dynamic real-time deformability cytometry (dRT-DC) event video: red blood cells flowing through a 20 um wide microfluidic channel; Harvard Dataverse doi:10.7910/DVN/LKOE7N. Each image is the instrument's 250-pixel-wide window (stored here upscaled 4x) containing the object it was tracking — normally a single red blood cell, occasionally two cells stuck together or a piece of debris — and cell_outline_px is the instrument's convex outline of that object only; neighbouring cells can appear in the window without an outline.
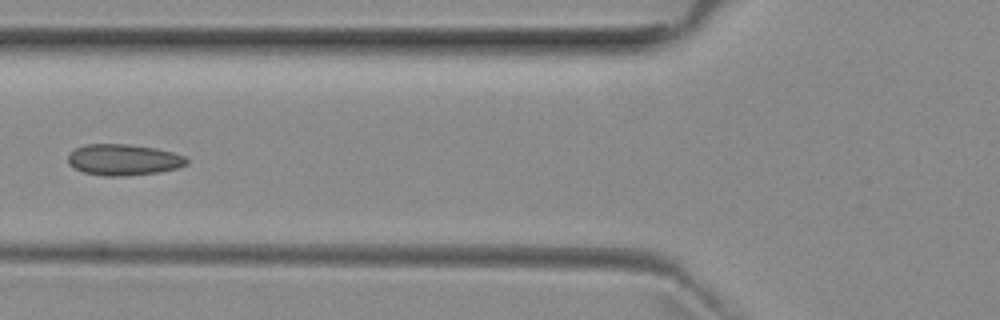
{"species": "common noctule bat (a hibernating species)", "species_latin": "Nyctalus noctula", "temperature_condition": "room temperature", "stored_images_in_passage": 5, "camera_frame_rate_fps": 3000, "um_per_image_px": 0.085, "animal": {"sex": "female", "body_mass_g": 29.2, "forearm_length_mm": 56.3}, "frame": {"image": 1, "passage_image": 4, "time_ms": 3.667, "image_size_px": [1000, 320], "cell_outline_px": [[188, 164], [176, 168], [156, 172], [124, 176], [104, 176], [84, 172], [68, 164], [68, 152], [84, 144], [128, 144], [156, 148], [172, 152], [184, 156], [188, 160]], "centroid_in_image_um": [10.47, 13.57], "position_along_channel_um": 115.3, "area_um2": 21.5}}
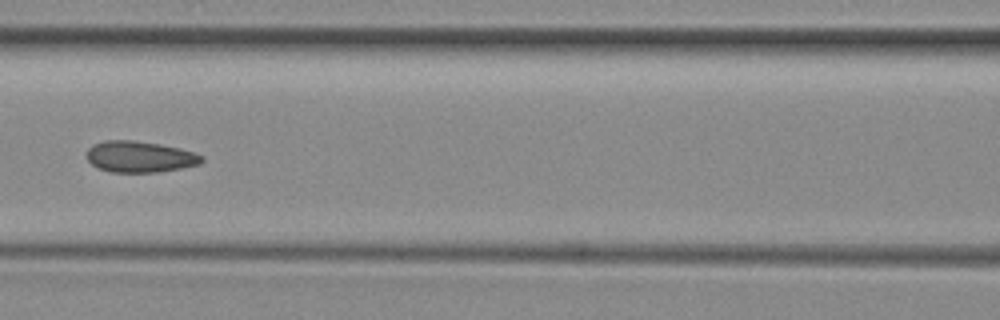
{"frame": {"image": 2, "passage_image": 5, "time_ms": 4.667, "image_size_px": [1000, 320], "cell_outline_px": [[204, 160], [200, 164], [180, 168], [156, 172], [112, 172], [100, 168], [92, 164], [88, 160], [88, 148], [92, 144], [104, 140], [132, 140], [160, 144], [180, 148], [204, 156]], "centroid_in_image_um": [11.89, 13.31], "position_along_channel_um": 154.7, "area_um2": 20.81}}